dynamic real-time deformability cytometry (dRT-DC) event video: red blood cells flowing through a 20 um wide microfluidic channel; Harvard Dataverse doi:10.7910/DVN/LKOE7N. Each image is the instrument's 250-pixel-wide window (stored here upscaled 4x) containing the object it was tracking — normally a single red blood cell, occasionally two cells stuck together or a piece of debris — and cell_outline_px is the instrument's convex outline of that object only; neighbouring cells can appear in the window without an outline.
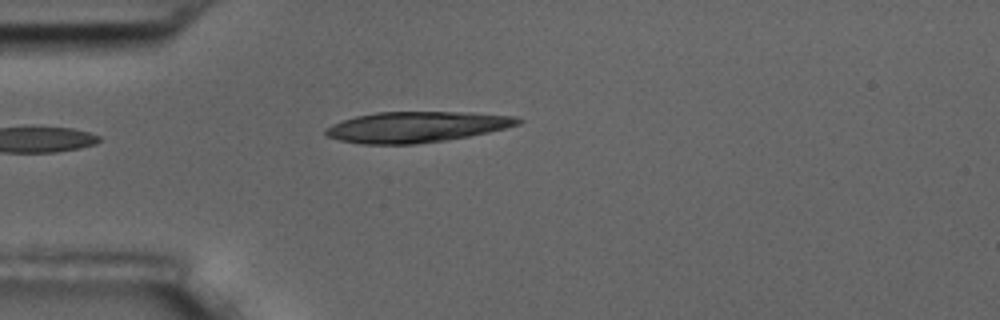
{"species": "common noctule bat (a hibernating species)", "species_latin": "Nyctalus noctula", "temperature_condition": "room temperature", "stored_images_in_passage": 6, "camera_frame_rate_fps": 3000, "um_per_image_px": 0.085, "animal": {"sex": "male", "body_mass_g": 17.5, "forearm_length_mm": 52.3}, "frame": {"image": 1, "passage_image": 5, "time_ms": 4.667, "image_size_px": [1000, 320], "cell_outline_px": [[524, 120], [520, 124], [488, 132], [448, 140], [412, 144], [364, 144], [340, 140], [324, 136], [324, 128], [332, 124], [356, 116], [376, 112], [472, 112], [516, 116]], "centroid_in_image_um": [35.4, 10.78], "position_along_channel_um": 49.6, "area_um2": 34.56}}